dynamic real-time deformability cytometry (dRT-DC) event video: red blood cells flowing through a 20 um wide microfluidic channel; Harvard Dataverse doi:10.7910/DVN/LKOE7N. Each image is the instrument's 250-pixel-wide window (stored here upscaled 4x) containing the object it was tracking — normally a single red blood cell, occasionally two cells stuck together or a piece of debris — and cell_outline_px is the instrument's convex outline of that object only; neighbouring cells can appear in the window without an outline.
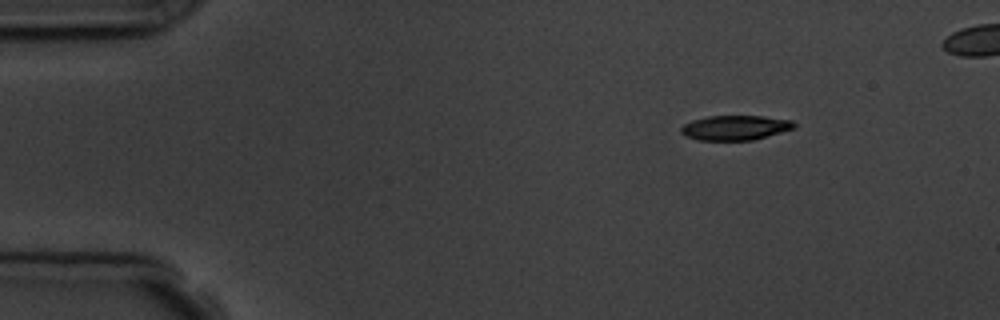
{"species": "common noctule bat (a hibernating species)", "species_latin": "Nyctalus noctula", "temperature_condition": "room temperature", "stored_images_in_passage": 8, "camera_frame_rate_fps": 3000, "um_per_image_px": 0.085, "animal": {"sex": "male", "body_mass_g": 19.5, "forearm_length_mm": 54.6}, "frame": {"image": 1, "passage_image": 1, "time_ms": 0.0, "image_size_px": [1000, 320], "cell_outline_px": [[796, 128], [752, 140], [696, 140], [684, 136], [680, 132], [680, 128], [684, 124], [692, 120], [708, 116], [764, 116], [792, 120], [796, 124]], "centroid_in_image_um": [62.48, 10.85], "position_along_channel_um": 22.5, "area_um2": 16.42}}
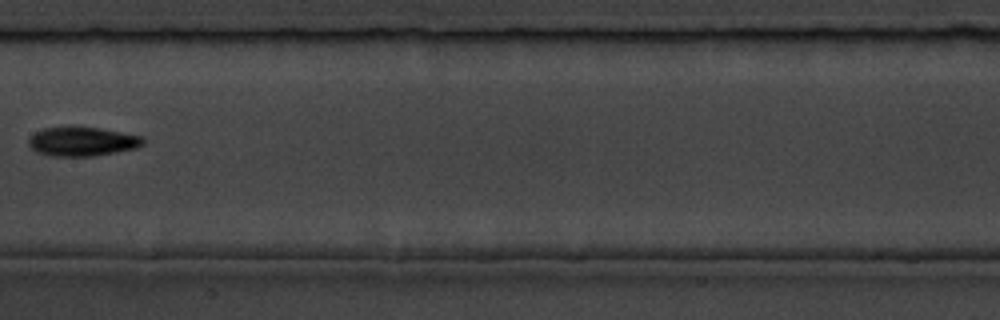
{"frame": {"image": 2, "passage_image": 7, "time_ms": 7.0, "image_size_px": [1000, 320], "cell_outline_px": [[144, 144], [136, 148], [116, 152], [92, 156], [48, 156], [36, 152], [28, 144], [28, 140], [36, 132], [44, 128], [100, 128], [144, 136]], "centroid_in_image_um": [7.02, 12.05], "position_along_channel_um": 200.4, "area_um2": 19.19}}